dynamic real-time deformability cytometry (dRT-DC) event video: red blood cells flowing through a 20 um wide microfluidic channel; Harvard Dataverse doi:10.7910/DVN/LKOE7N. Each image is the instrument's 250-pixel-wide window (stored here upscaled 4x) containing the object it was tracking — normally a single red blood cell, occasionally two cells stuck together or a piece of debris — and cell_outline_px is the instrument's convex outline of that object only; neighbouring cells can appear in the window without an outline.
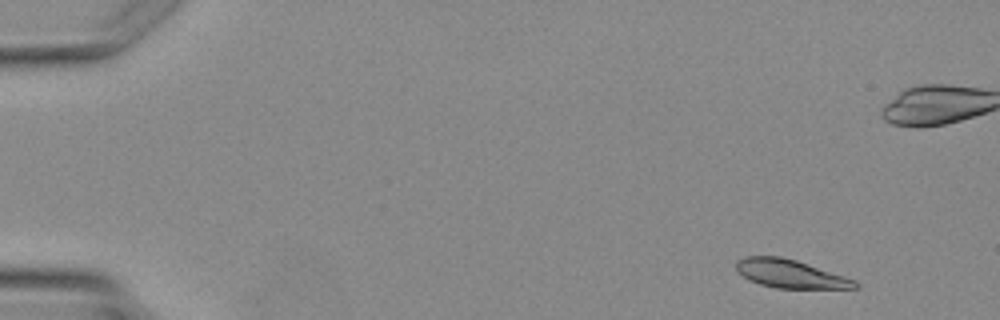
{"species": "Egyptian fruit bat (a non-hibernating species)", "species_latin": "Rousettus aegyptiacus", "temperature_condition": "warm", "stored_images_in_passage": 4, "camera_frame_rate_fps": 3000, "um_per_image_px": 0.085, "animal": {"sex": "female"}, "frame": {"image": 1, "passage_image": 1, "time_ms": 0.0, "image_size_px": [1000, 320], "cell_outline_px": [[860, 288], [776, 288], [760, 284], [748, 280], [736, 272], [736, 260], [748, 256], [780, 256], [796, 260], [856, 280], [860, 284]], "centroid_in_image_um": [67.15, 23.27], "position_along_channel_um": 17.8, "area_um2": 19.65}}
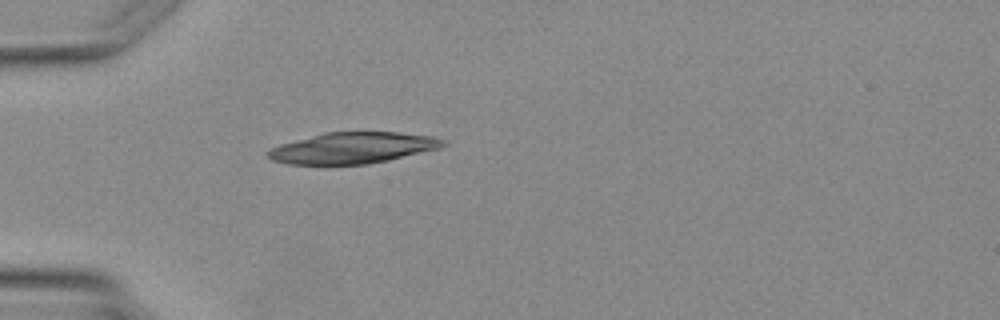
{"frame": {"image": 2, "passage_image": 4, "time_ms": 4.333, "image_size_px": [1000, 320], "cell_outline_px": [[448, 144], [440, 148], [388, 160], [368, 164], [288, 164], [272, 160], [264, 156], [264, 152], [280, 144], [324, 132], [400, 132], [432, 136], [444, 140]], "centroid_in_image_um": [29.96, 12.57], "position_along_channel_um": 55.0, "area_um2": 31.85}}